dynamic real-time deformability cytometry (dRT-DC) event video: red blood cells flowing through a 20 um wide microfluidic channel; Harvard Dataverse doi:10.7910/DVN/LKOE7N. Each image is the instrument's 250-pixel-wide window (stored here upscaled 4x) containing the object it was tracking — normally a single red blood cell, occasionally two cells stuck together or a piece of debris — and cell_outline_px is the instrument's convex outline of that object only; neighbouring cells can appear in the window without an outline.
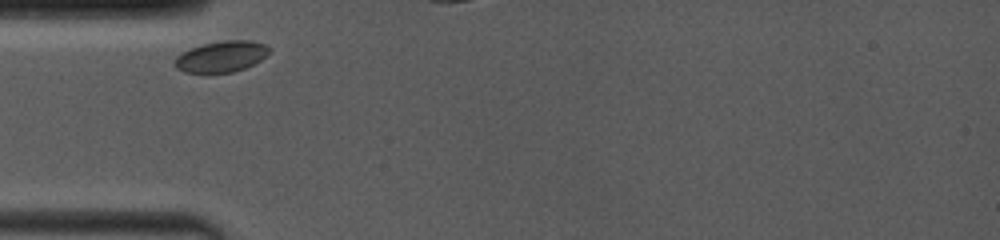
{"species": "common noctule bat (a hibernating species)", "species_latin": "Nyctalus noctula", "temperature_condition": "room temperature", "stored_images_in_passage": 8, "camera_frame_rate_fps": 4000, "um_per_image_px": 0.085, "animal": {"sex": "female", "body_mass_g": 19.0, "forearm_length_mm": 53.3}, "frame": {"image": 1, "passage_image": 1, "time_ms": 0.0, "image_size_px": [1000, 240], "cell_outline_px": [[272, 48], [260, 60], [244, 68], [232, 72], [184, 72], [176, 68], [176, 56], [192, 48], [204, 44], [224, 40], [252, 40], [268, 44]], "centroid_in_image_um": [18.87, 4.78], "position_along_channel_um": 66.1, "area_um2": 16.82}}
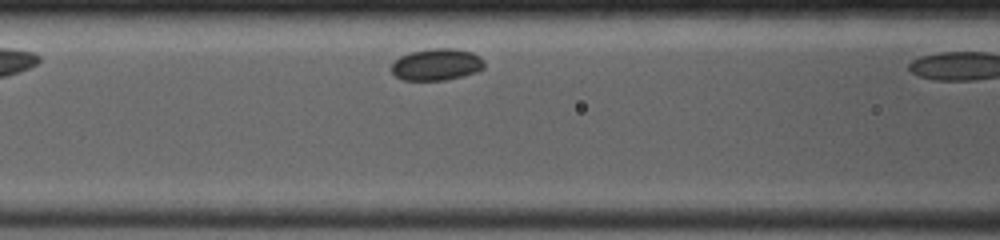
{"frame": {"image": 2, "passage_image": 7, "time_ms": 1.75, "image_size_px": [1000, 240], "cell_outline_px": [[484, 68], [480, 72], [444, 80], [404, 80], [396, 76], [392, 72], [392, 64], [400, 56], [412, 52], [432, 48], [456, 48], [472, 52], [480, 56], [484, 60]], "centroid_in_image_um": [37.17, 5.48], "position_along_channel_um": 129.4, "area_um2": 17.28}}